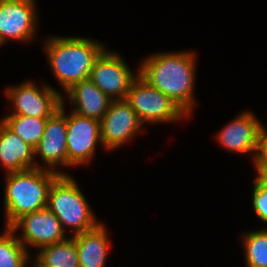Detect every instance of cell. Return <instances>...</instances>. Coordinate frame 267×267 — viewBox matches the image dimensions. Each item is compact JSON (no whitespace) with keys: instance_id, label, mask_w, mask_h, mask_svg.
Segmentation results:
<instances>
[{"instance_id":"obj_1","label":"cell","mask_w":267,"mask_h":267,"mask_svg":"<svg viewBox=\"0 0 267 267\" xmlns=\"http://www.w3.org/2000/svg\"><path fill=\"white\" fill-rule=\"evenodd\" d=\"M196 58L192 50L154 53L139 64V75L190 116L196 105L193 95Z\"/></svg>"},{"instance_id":"obj_2","label":"cell","mask_w":267,"mask_h":267,"mask_svg":"<svg viewBox=\"0 0 267 267\" xmlns=\"http://www.w3.org/2000/svg\"><path fill=\"white\" fill-rule=\"evenodd\" d=\"M44 43L50 69L64 92L90 77L96 58L106 48L97 39L79 36H51Z\"/></svg>"},{"instance_id":"obj_3","label":"cell","mask_w":267,"mask_h":267,"mask_svg":"<svg viewBox=\"0 0 267 267\" xmlns=\"http://www.w3.org/2000/svg\"><path fill=\"white\" fill-rule=\"evenodd\" d=\"M6 174L3 198L5 227H11L25 214L46 208L49 188L60 175L42 168Z\"/></svg>"},{"instance_id":"obj_4","label":"cell","mask_w":267,"mask_h":267,"mask_svg":"<svg viewBox=\"0 0 267 267\" xmlns=\"http://www.w3.org/2000/svg\"><path fill=\"white\" fill-rule=\"evenodd\" d=\"M47 208L58 218L64 231L67 226L71 228L72 236L92 230L101 223L70 174L59 175L53 181L48 192Z\"/></svg>"},{"instance_id":"obj_5","label":"cell","mask_w":267,"mask_h":267,"mask_svg":"<svg viewBox=\"0 0 267 267\" xmlns=\"http://www.w3.org/2000/svg\"><path fill=\"white\" fill-rule=\"evenodd\" d=\"M126 101L140 121L151 124L172 123L186 120L189 115L167 95L151 86L138 75L130 85Z\"/></svg>"},{"instance_id":"obj_6","label":"cell","mask_w":267,"mask_h":267,"mask_svg":"<svg viewBox=\"0 0 267 267\" xmlns=\"http://www.w3.org/2000/svg\"><path fill=\"white\" fill-rule=\"evenodd\" d=\"M13 111L9 115L49 118L62 103L63 94L47 83L39 86L34 81H25L9 86L5 91Z\"/></svg>"},{"instance_id":"obj_7","label":"cell","mask_w":267,"mask_h":267,"mask_svg":"<svg viewBox=\"0 0 267 267\" xmlns=\"http://www.w3.org/2000/svg\"><path fill=\"white\" fill-rule=\"evenodd\" d=\"M120 55L105 48L96 58L89 77L112 100H125L131 83L139 75V69L134 73Z\"/></svg>"},{"instance_id":"obj_8","label":"cell","mask_w":267,"mask_h":267,"mask_svg":"<svg viewBox=\"0 0 267 267\" xmlns=\"http://www.w3.org/2000/svg\"><path fill=\"white\" fill-rule=\"evenodd\" d=\"M66 97L62 96V103L48 119L44 133L38 145L34 148L35 158H41V168L51 170L60 175H68L58 170V166H68V153L66 145L67 113L65 110ZM56 168V170H55Z\"/></svg>"},{"instance_id":"obj_9","label":"cell","mask_w":267,"mask_h":267,"mask_svg":"<svg viewBox=\"0 0 267 267\" xmlns=\"http://www.w3.org/2000/svg\"><path fill=\"white\" fill-rule=\"evenodd\" d=\"M36 0H0V47L9 39L28 43L37 34Z\"/></svg>"},{"instance_id":"obj_10","label":"cell","mask_w":267,"mask_h":267,"mask_svg":"<svg viewBox=\"0 0 267 267\" xmlns=\"http://www.w3.org/2000/svg\"><path fill=\"white\" fill-rule=\"evenodd\" d=\"M66 145L69 167L91 163L97 145L103 146L100 121L73 111L67 113Z\"/></svg>"},{"instance_id":"obj_11","label":"cell","mask_w":267,"mask_h":267,"mask_svg":"<svg viewBox=\"0 0 267 267\" xmlns=\"http://www.w3.org/2000/svg\"><path fill=\"white\" fill-rule=\"evenodd\" d=\"M142 127L143 123L126 99L112 100L100 120L103 148L109 151L118 149L142 132Z\"/></svg>"},{"instance_id":"obj_12","label":"cell","mask_w":267,"mask_h":267,"mask_svg":"<svg viewBox=\"0 0 267 267\" xmlns=\"http://www.w3.org/2000/svg\"><path fill=\"white\" fill-rule=\"evenodd\" d=\"M10 228L17 232L19 241L28 252L30 246L40 249L68 238L58 218L47 207L23 215ZM19 230L21 235H18Z\"/></svg>"},{"instance_id":"obj_13","label":"cell","mask_w":267,"mask_h":267,"mask_svg":"<svg viewBox=\"0 0 267 267\" xmlns=\"http://www.w3.org/2000/svg\"><path fill=\"white\" fill-rule=\"evenodd\" d=\"M263 126L252 111H243L224 126L216 134V138L219 144L228 151L237 154H253V161L259 134Z\"/></svg>"},{"instance_id":"obj_14","label":"cell","mask_w":267,"mask_h":267,"mask_svg":"<svg viewBox=\"0 0 267 267\" xmlns=\"http://www.w3.org/2000/svg\"><path fill=\"white\" fill-rule=\"evenodd\" d=\"M0 164L6 173L41 168L35 150L0 120Z\"/></svg>"},{"instance_id":"obj_15","label":"cell","mask_w":267,"mask_h":267,"mask_svg":"<svg viewBox=\"0 0 267 267\" xmlns=\"http://www.w3.org/2000/svg\"><path fill=\"white\" fill-rule=\"evenodd\" d=\"M65 94L72 103L73 112L99 121L112 101L89 78L76 83Z\"/></svg>"},{"instance_id":"obj_16","label":"cell","mask_w":267,"mask_h":267,"mask_svg":"<svg viewBox=\"0 0 267 267\" xmlns=\"http://www.w3.org/2000/svg\"><path fill=\"white\" fill-rule=\"evenodd\" d=\"M72 237L76 242L79 267H105L112 244L104 223Z\"/></svg>"},{"instance_id":"obj_17","label":"cell","mask_w":267,"mask_h":267,"mask_svg":"<svg viewBox=\"0 0 267 267\" xmlns=\"http://www.w3.org/2000/svg\"><path fill=\"white\" fill-rule=\"evenodd\" d=\"M35 256L33 259L45 267H79L76 242L72 236L40 248Z\"/></svg>"},{"instance_id":"obj_18","label":"cell","mask_w":267,"mask_h":267,"mask_svg":"<svg viewBox=\"0 0 267 267\" xmlns=\"http://www.w3.org/2000/svg\"><path fill=\"white\" fill-rule=\"evenodd\" d=\"M48 118L6 115L1 121L22 140L35 148L42 138Z\"/></svg>"},{"instance_id":"obj_19","label":"cell","mask_w":267,"mask_h":267,"mask_svg":"<svg viewBox=\"0 0 267 267\" xmlns=\"http://www.w3.org/2000/svg\"><path fill=\"white\" fill-rule=\"evenodd\" d=\"M30 253L19 241L17 233L5 227L0 234V267H25Z\"/></svg>"},{"instance_id":"obj_20","label":"cell","mask_w":267,"mask_h":267,"mask_svg":"<svg viewBox=\"0 0 267 267\" xmlns=\"http://www.w3.org/2000/svg\"><path fill=\"white\" fill-rule=\"evenodd\" d=\"M246 267H267V229L242 234Z\"/></svg>"},{"instance_id":"obj_21","label":"cell","mask_w":267,"mask_h":267,"mask_svg":"<svg viewBox=\"0 0 267 267\" xmlns=\"http://www.w3.org/2000/svg\"><path fill=\"white\" fill-rule=\"evenodd\" d=\"M252 207L256 216L267 224V187L256 178L253 181Z\"/></svg>"},{"instance_id":"obj_22","label":"cell","mask_w":267,"mask_h":267,"mask_svg":"<svg viewBox=\"0 0 267 267\" xmlns=\"http://www.w3.org/2000/svg\"><path fill=\"white\" fill-rule=\"evenodd\" d=\"M253 164L254 167H267V128L265 126L259 134Z\"/></svg>"},{"instance_id":"obj_23","label":"cell","mask_w":267,"mask_h":267,"mask_svg":"<svg viewBox=\"0 0 267 267\" xmlns=\"http://www.w3.org/2000/svg\"><path fill=\"white\" fill-rule=\"evenodd\" d=\"M257 172L255 177L263 186L267 187V167H254Z\"/></svg>"},{"instance_id":"obj_24","label":"cell","mask_w":267,"mask_h":267,"mask_svg":"<svg viewBox=\"0 0 267 267\" xmlns=\"http://www.w3.org/2000/svg\"><path fill=\"white\" fill-rule=\"evenodd\" d=\"M31 257L28 258L26 264H25V267H27V264L28 262L30 261ZM33 262L35 263V266H32V267H45L42 263H40L37 259L36 260H33Z\"/></svg>"}]
</instances>
